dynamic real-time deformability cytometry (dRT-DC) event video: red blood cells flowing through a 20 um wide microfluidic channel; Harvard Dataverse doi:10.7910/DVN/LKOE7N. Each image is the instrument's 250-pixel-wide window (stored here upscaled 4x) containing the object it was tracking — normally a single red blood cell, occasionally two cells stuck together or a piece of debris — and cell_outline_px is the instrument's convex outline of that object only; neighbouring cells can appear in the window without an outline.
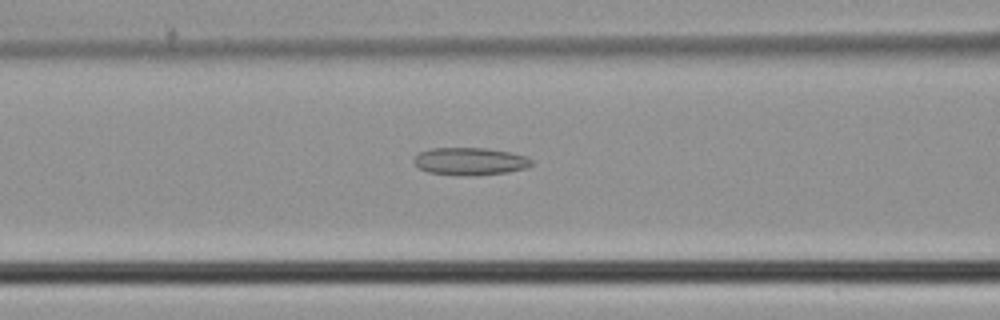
{"species": "common noctule bat (a hibernating species)", "species_latin": "Nyctalus noctula", "temperature_condition": "cold", "stored_images_in_passage": 34, "camera_frame_rate_fps": 3000, "um_per_image_px": 0.085, "animal": {"sex": "male", "body_mass_g": 21.5, "forearm_length_mm": 52.0}, "frame": {"image": 1, "passage_image": 7, "time_ms": 2.0, "image_size_px": [1000, 320], "cell_outline_px": [[532, 164], [528, 168], [508, 172], [472, 176], [428, 172], [420, 168], [412, 160], [420, 152], [432, 148], [488, 148], [528, 156], [532, 160]], "centroid_in_image_um": [40.0, 13.71], "position_along_channel_um": 126.6, "area_um2": 18.84}}
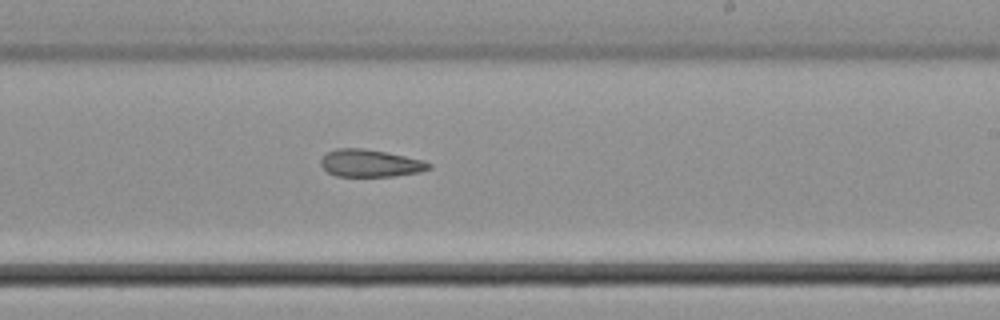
{"frame": {"image": 2, "passage_image": 16, "time_ms": 5.0, "image_size_px": [1000, 320], "cell_outline_px": [[432, 168], [420, 172], [392, 176], [336, 176], [328, 172], [320, 164], [320, 160], [328, 152], [336, 148], [364, 148], [424, 160], [432, 164]], "centroid_in_image_um": [31.48, 13.87], "position_along_channel_um": 257.5, "area_um2": 17.17}}
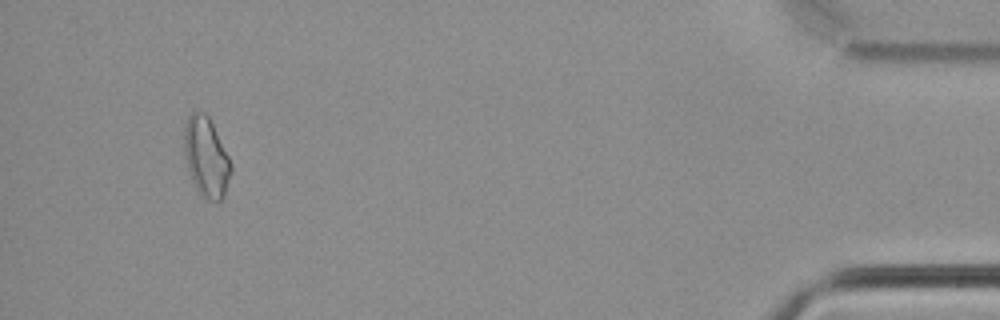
{"frame": {"image": 3, "passage_image": 32, "time_ms": 10.333, "image_size_px": [1000, 320], "cell_outline_px": [[232, 172], [224, 196], [216, 204], [204, 200], [200, 196], [192, 180], [184, 156], [184, 128], [188, 116], [192, 112], [204, 112], [208, 116], [232, 164]], "centroid_in_image_um": [17.53, 13.43], "position_along_channel_um": 417.7, "area_um2": 21.91}}